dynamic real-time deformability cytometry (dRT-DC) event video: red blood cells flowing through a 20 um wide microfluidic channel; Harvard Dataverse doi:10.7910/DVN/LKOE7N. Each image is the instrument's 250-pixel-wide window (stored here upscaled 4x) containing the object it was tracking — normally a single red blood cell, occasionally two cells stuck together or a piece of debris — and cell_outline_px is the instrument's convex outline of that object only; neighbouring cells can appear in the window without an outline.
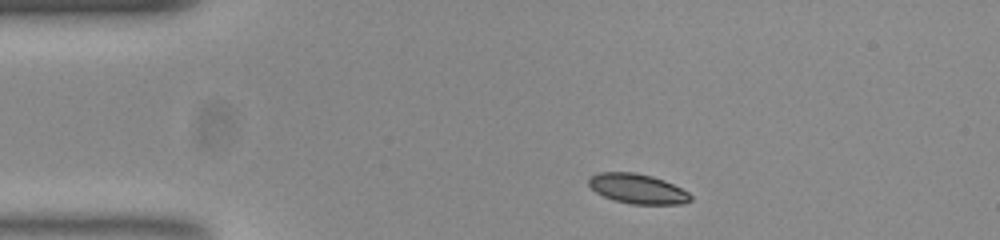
{"species": "common noctule bat (a hibernating species)", "species_latin": "Nyctalus noctula", "temperature_condition": "room temperature", "stored_images_in_passage": 7, "camera_frame_rate_fps": 3000, "um_per_image_px": 0.085, "animal": {"sex": "female", "body_mass_g": 23.0, "forearm_length_mm": 53.4}, "frame": {"image": 1, "passage_image": 1, "time_ms": 0.0, "image_size_px": [1000, 240], "cell_outline_px": [[688, 200], [624, 200], [612, 196], [604, 192], [600, 176], [644, 176], [660, 180], [684, 192], [688, 196]], "centroid_in_image_um": [54.45, 16.04], "position_along_channel_um": 30.5, "area_um2": 11.79}}